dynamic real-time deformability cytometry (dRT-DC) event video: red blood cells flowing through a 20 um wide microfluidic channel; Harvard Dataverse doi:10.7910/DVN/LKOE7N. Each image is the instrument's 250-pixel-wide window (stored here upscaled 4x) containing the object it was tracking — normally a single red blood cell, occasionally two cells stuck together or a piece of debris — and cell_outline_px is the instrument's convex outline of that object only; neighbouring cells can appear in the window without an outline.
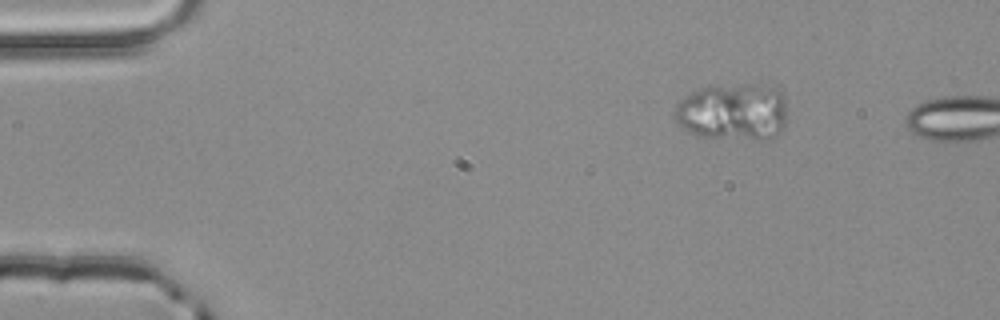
{"species": "common noctule bat (a hibernating species)", "species_latin": "Nyctalus noctula", "temperature_condition": "room temperature", "stored_images_in_passage": 2, "segment_of_instrument_passage": [1, 2], "camera_frame_rate_fps": 3000, "um_per_image_px": 0.085, "animal": {"sex": "male", "body_mass_g": 20.4}, "frame": {"image": 1, "passage_image": 1, "time_ms": 0.0, "image_size_px": [1000, 320], "cell_outline_px": [[784, 124], [772, 136], [760, 140], [700, 136], [688, 132], [680, 128], [676, 124], [676, 104], [680, 100], [692, 92], [708, 84], [756, 84], [772, 88], [780, 92], [784, 96]], "centroid_in_image_um": [62.22, 9.48], "position_along_channel_um": 22.8, "area_um2": 37.4}}